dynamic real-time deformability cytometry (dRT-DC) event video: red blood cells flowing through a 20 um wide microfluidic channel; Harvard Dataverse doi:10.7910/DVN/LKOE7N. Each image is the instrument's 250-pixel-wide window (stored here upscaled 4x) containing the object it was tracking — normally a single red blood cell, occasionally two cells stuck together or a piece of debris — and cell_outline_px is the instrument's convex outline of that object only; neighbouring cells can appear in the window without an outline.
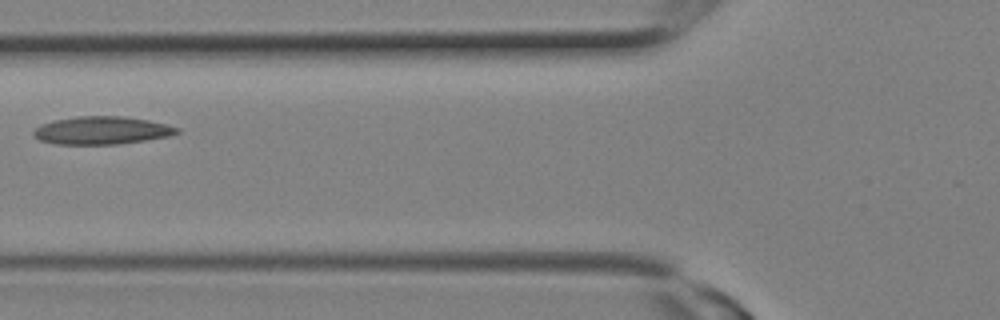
{"species": "Egyptian fruit bat (a non-hibernating species)", "species_latin": "Rousettus aegyptiacus", "temperature_condition": "room temperature", "stored_images_in_passage": 13, "camera_frame_rate_fps": 3000, "um_per_image_px": 0.085, "animal": {"sex": "female"}, "frame": {"image": 1, "passage_image": 8, "time_ms": 2.333, "image_size_px": [1000, 320], "cell_outline_px": [[180, 132], [168, 136], [144, 140], [116, 144], [56, 144], [40, 140], [32, 136], [32, 132], [40, 124], [52, 120], [76, 116], [124, 116], [148, 120], [168, 124], [180, 128]], "centroid_in_image_um": [8.62, 11.07], "position_along_channel_um": 117.2, "area_um2": 23.41}}
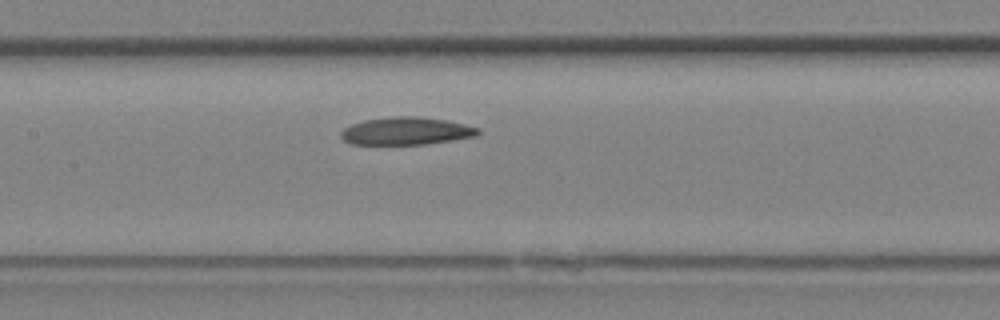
{"frame": {"image": 2, "passage_image": 10, "time_ms": 3.0, "image_size_px": [1000, 320], "cell_outline_px": [[480, 132], [476, 136], [428, 144], [352, 144], [344, 140], [340, 136], [340, 132], [344, 128], [352, 124], [364, 120], [392, 116], [416, 116], [444, 120], [464, 124], [480, 128]], "centroid_in_image_um": [34.52, 11.13], "position_along_channel_um": 172.9, "area_um2": 22.02}}